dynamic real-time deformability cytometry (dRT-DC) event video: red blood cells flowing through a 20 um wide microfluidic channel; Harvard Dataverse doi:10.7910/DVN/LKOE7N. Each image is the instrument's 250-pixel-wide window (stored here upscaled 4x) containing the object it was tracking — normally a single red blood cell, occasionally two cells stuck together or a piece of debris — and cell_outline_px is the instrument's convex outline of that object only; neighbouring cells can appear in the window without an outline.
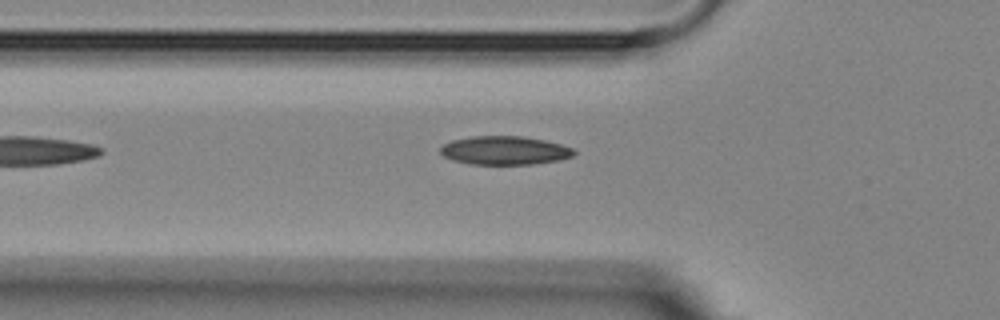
{"species": "Egyptian fruit bat (a non-hibernating species)", "species_latin": "Rousettus aegyptiacus", "temperature_condition": "room temperature", "stored_images_in_passage": 3, "camera_frame_rate_fps": 3000, "um_per_image_px": 0.085, "animal": {"sex": "female"}, "frame": {"image": 1, "passage_image": 3, "time_ms": 2.333, "image_size_px": [1000, 320], "cell_outline_px": [[576, 152], [572, 156], [560, 160], [532, 164], [472, 164], [452, 160], [444, 156], [440, 152], [440, 148], [444, 144], [452, 140], [472, 136], [524, 136], [544, 140], [560, 144], [572, 148]], "centroid_in_image_um": [42.89, 12.78], "position_along_channel_um": 82.9, "area_um2": 22.2}}